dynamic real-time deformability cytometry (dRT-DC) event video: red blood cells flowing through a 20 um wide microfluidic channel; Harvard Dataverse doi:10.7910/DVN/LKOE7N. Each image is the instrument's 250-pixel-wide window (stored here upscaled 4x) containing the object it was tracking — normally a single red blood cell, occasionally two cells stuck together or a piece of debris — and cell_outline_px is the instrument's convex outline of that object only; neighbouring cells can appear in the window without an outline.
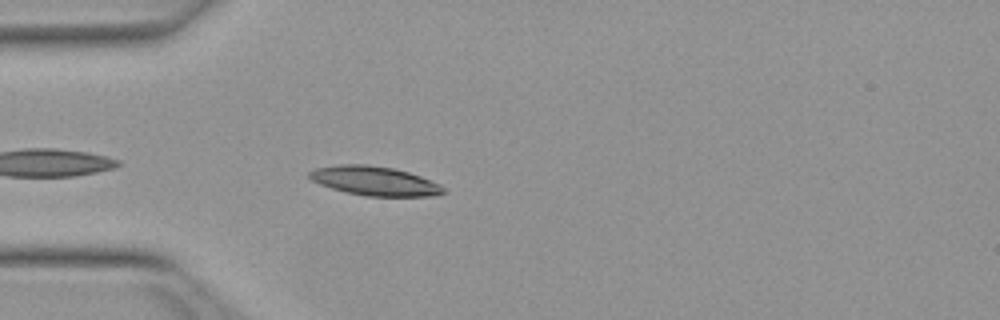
{"species": "Egyptian fruit bat (a non-hibernating species)", "species_latin": "Rousettus aegyptiacus", "temperature_condition": "warm", "stored_images_in_passage": 16, "camera_frame_rate_fps": 3000, "um_per_image_px": 0.085, "animal": {"sex": "female"}, "frame": {"image": 1, "passage_image": 3, "time_ms": 0.667, "image_size_px": [1000, 320], "cell_outline_px": [[444, 192], [432, 196], [368, 196], [348, 192], [332, 188], [320, 184], [312, 180], [308, 176], [308, 172], [316, 168], [340, 164], [364, 164], [392, 168], [408, 172], [420, 176], [440, 184], [444, 188]], "centroid_in_image_um": [31.83, 15.37], "position_along_channel_um": 53.2, "area_um2": 22.48}}
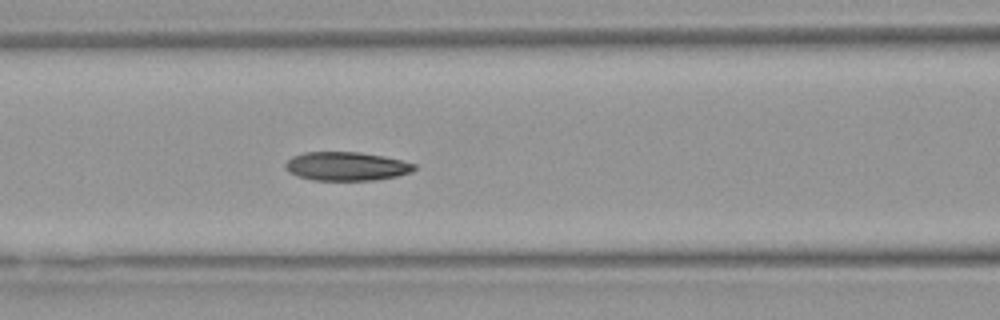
{"frame": {"image": 2, "passage_image": 10, "time_ms": 3.0, "image_size_px": [1000, 320], "cell_outline_px": [[416, 168], [412, 172], [396, 176], [372, 180], [312, 180], [296, 176], [288, 172], [284, 168], [284, 164], [292, 156], [304, 152], [360, 152], [384, 156], [416, 164]], "centroid_in_image_um": [29.41, 14.13], "position_along_channel_um": 137.2, "area_um2": 21.68}}
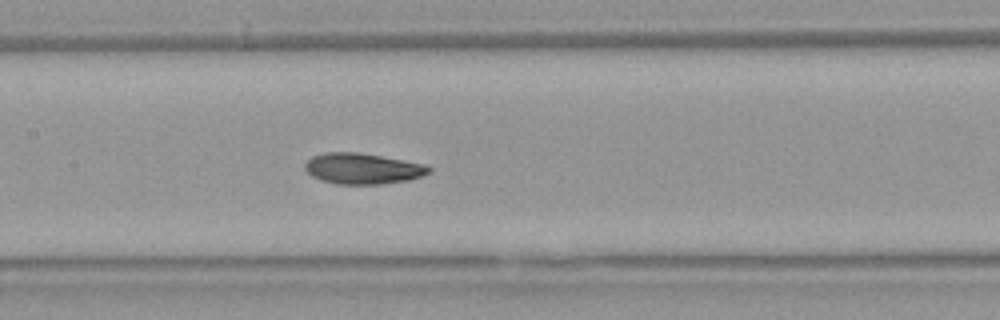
{"frame": {"image": 3, "passage_image": 13, "time_ms": 4.0, "image_size_px": [1000, 320], "cell_outline_px": [[432, 168], [428, 172], [420, 176], [408, 180], [380, 184], [336, 184], [320, 180], [312, 176], [304, 168], [304, 164], [312, 156], [324, 152], [356, 152], [404, 160], [424, 164]], "centroid_in_image_um": [30.78, 14.33], "position_along_channel_um": 176.6, "area_um2": 22.14}}